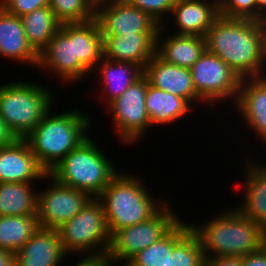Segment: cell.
<instances>
[{
  "label": "cell",
  "mask_w": 266,
  "mask_h": 266,
  "mask_svg": "<svg viewBox=\"0 0 266 266\" xmlns=\"http://www.w3.org/2000/svg\"><path fill=\"white\" fill-rule=\"evenodd\" d=\"M34 183H0V216L37 214L38 191Z\"/></svg>",
  "instance_id": "484cf974"
},
{
  "label": "cell",
  "mask_w": 266,
  "mask_h": 266,
  "mask_svg": "<svg viewBox=\"0 0 266 266\" xmlns=\"http://www.w3.org/2000/svg\"><path fill=\"white\" fill-rule=\"evenodd\" d=\"M74 59L94 73L97 63L104 57L103 36L96 19L73 23Z\"/></svg>",
  "instance_id": "d4e9b609"
},
{
  "label": "cell",
  "mask_w": 266,
  "mask_h": 266,
  "mask_svg": "<svg viewBox=\"0 0 266 266\" xmlns=\"http://www.w3.org/2000/svg\"><path fill=\"white\" fill-rule=\"evenodd\" d=\"M143 75L150 85L184 98L191 105L196 101L205 103L196 93L190 70L167 63L156 53L145 66Z\"/></svg>",
  "instance_id": "9a60e30c"
},
{
  "label": "cell",
  "mask_w": 266,
  "mask_h": 266,
  "mask_svg": "<svg viewBox=\"0 0 266 266\" xmlns=\"http://www.w3.org/2000/svg\"><path fill=\"white\" fill-rule=\"evenodd\" d=\"M241 258L243 266H266V254L261 248Z\"/></svg>",
  "instance_id": "e575fe53"
},
{
  "label": "cell",
  "mask_w": 266,
  "mask_h": 266,
  "mask_svg": "<svg viewBox=\"0 0 266 266\" xmlns=\"http://www.w3.org/2000/svg\"><path fill=\"white\" fill-rule=\"evenodd\" d=\"M28 43L39 54L60 29L54 12L45 6L21 17Z\"/></svg>",
  "instance_id": "83f0119b"
},
{
  "label": "cell",
  "mask_w": 266,
  "mask_h": 266,
  "mask_svg": "<svg viewBox=\"0 0 266 266\" xmlns=\"http://www.w3.org/2000/svg\"><path fill=\"white\" fill-rule=\"evenodd\" d=\"M204 38L206 50L217 55L241 79L266 76L262 21L219 15Z\"/></svg>",
  "instance_id": "6da1fadb"
},
{
  "label": "cell",
  "mask_w": 266,
  "mask_h": 266,
  "mask_svg": "<svg viewBox=\"0 0 266 266\" xmlns=\"http://www.w3.org/2000/svg\"><path fill=\"white\" fill-rule=\"evenodd\" d=\"M120 170L89 136L70 151L48 174L61 184L98 198Z\"/></svg>",
  "instance_id": "5b68a950"
},
{
  "label": "cell",
  "mask_w": 266,
  "mask_h": 266,
  "mask_svg": "<svg viewBox=\"0 0 266 266\" xmlns=\"http://www.w3.org/2000/svg\"><path fill=\"white\" fill-rule=\"evenodd\" d=\"M180 219L163 237L138 252L126 264L128 266H165L173 247L191 230L190 224Z\"/></svg>",
  "instance_id": "4316f807"
},
{
  "label": "cell",
  "mask_w": 266,
  "mask_h": 266,
  "mask_svg": "<svg viewBox=\"0 0 266 266\" xmlns=\"http://www.w3.org/2000/svg\"><path fill=\"white\" fill-rule=\"evenodd\" d=\"M65 256L58 230L39 227L15 253V266H59Z\"/></svg>",
  "instance_id": "ac0fdd59"
},
{
  "label": "cell",
  "mask_w": 266,
  "mask_h": 266,
  "mask_svg": "<svg viewBox=\"0 0 266 266\" xmlns=\"http://www.w3.org/2000/svg\"><path fill=\"white\" fill-rule=\"evenodd\" d=\"M37 69L54 73L61 82H78L90 73L78 59H74L73 23L61 24L51 41L39 53ZM87 74V75H86Z\"/></svg>",
  "instance_id": "4fadbf2b"
},
{
  "label": "cell",
  "mask_w": 266,
  "mask_h": 266,
  "mask_svg": "<svg viewBox=\"0 0 266 266\" xmlns=\"http://www.w3.org/2000/svg\"><path fill=\"white\" fill-rule=\"evenodd\" d=\"M164 26L166 25L160 26L157 33L156 54L167 63L189 69L205 51V38L197 35L174 34L171 31L173 34L165 39Z\"/></svg>",
  "instance_id": "7402d4cb"
},
{
  "label": "cell",
  "mask_w": 266,
  "mask_h": 266,
  "mask_svg": "<svg viewBox=\"0 0 266 266\" xmlns=\"http://www.w3.org/2000/svg\"><path fill=\"white\" fill-rule=\"evenodd\" d=\"M167 202L149 219L119 229L111 236L107 259L127 263L138 252L163 237L180 218Z\"/></svg>",
  "instance_id": "ba28073f"
},
{
  "label": "cell",
  "mask_w": 266,
  "mask_h": 266,
  "mask_svg": "<svg viewBox=\"0 0 266 266\" xmlns=\"http://www.w3.org/2000/svg\"><path fill=\"white\" fill-rule=\"evenodd\" d=\"M50 186L38 190L37 218L39 227L59 229L76 216L91 197L71 186L59 183L48 173Z\"/></svg>",
  "instance_id": "8fae6325"
},
{
  "label": "cell",
  "mask_w": 266,
  "mask_h": 266,
  "mask_svg": "<svg viewBox=\"0 0 266 266\" xmlns=\"http://www.w3.org/2000/svg\"><path fill=\"white\" fill-rule=\"evenodd\" d=\"M189 70L196 93L205 103L211 106L232 99L235 104L242 79L217 55L205 49Z\"/></svg>",
  "instance_id": "9c48e42d"
},
{
  "label": "cell",
  "mask_w": 266,
  "mask_h": 266,
  "mask_svg": "<svg viewBox=\"0 0 266 266\" xmlns=\"http://www.w3.org/2000/svg\"><path fill=\"white\" fill-rule=\"evenodd\" d=\"M0 266H15V253L0 249Z\"/></svg>",
  "instance_id": "f35d334b"
},
{
  "label": "cell",
  "mask_w": 266,
  "mask_h": 266,
  "mask_svg": "<svg viewBox=\"0 0 266 266\" xmlns=\"http://www.w3.org/2000/svg\"><path fill=\"white\" fill-rule=\"evenodd\" d=\"M39 84L19 80L0 85V116L17 138L26 137L53 108L55 93Z\"/></svg>",
  "instance_id": "8992f818"
},
{
  "label": "cell",
  "mask_w": 266,
  "mask_h": 266,
  "mask_svg": "<svg viewBox=\"0 0 266 266\" xmlns=\"http://www.w3.org/2000/svg\"><path fill=\"white\" fill-rule=\"evenodd\" d=\"M131 5L148 13L161 26L171 14L176 0H127ZM167 14V15H166ZM166 17V19H165ZM165 19V20H164Z\"/></svg>",
  "instance_id": "d6a6232c"
},
{
  "label": "cell",
  "mask_w": 266,
  "mask_h": 266,
  "mask_svg": "<svg viewBox=\"0 0 266 266\" xmlns=\"http://www.w3.org/2000/svg\"><path fill=\"white\" fill-rule=\"evenodd\" d=\"M95 19L102 35L158 33L161 26L148 13L131 5L127 0H98Z\"/></svg>",
  "instance_id": "7c38bea8"
},
{
  "label": "cell",
  "mask_w": 266,
  "mask_h": 266,
  "mask_svg": "<svg viewBox=\"0 0 266 266\" xmlns=\"http://www.w3.org/2000/svg\"><path fill=\"white\" fill-rule=\"evenodd\" d=\"M57 230L66 254H108L111 236L103 205L98 198H91L76 216Z\"/></svg>",
  "instance_id": "52a82bcc"
},
{
  "label": "cell",
  "mask_w": 266,
  "mask_h": 266,
  "mask_svg": "<svg viewBox=\"0 0 266 266\" xmlns=\"http://www.w3.org/2000/svg\"><path fill=\"white\" fill-rule=\"evenodd\" d=\"M257 7V21H262L266 16V0H255Z\"/></svg>",
  "instance_id": "ab89813d"
},
{
  "label": "cell",
  "mask_w": 266,
  "mask_h": 266,
  "mask_svg": "<svg viewBox=\"0 0 266 266\" xmlns=\"http://www.w3.org/2000/svg\"><path fill=\"white\" fill-rule=\"evenodd\" d=\"M264 34H265V41H266V16L262 19Z\"/></svg>",
  "instance_id": "7bdbcfd3"
},
{
  "label": "cell",
  "mask_w": 266,
  "mask_h": 266,
  "mask_svg": "<svg viewBox=\"0 0 266 266\" xmlns=\"http://www.w3.org/2000/svg\"><path fill=\"white\" fill-rule=\"evenodd\" d=\"M96 0H50L49 8L61 23H82L95 18Z\"/></svg>",
  "instance_id": "f546056e"
},
{
  "label": "cell",
  "mask_w": 266,
  "mask_h": 266,
  "mask_svg": "<svg viewBox=\"0 0 266 266\" xmlns=\"http://www.w3.org/2000/svg\"><path fill=\"white\" fill-rule=\"evenodd\" d=\"M113 264H114L113 262L107 260V261L103 264V266H112ZM122 264H123V266H128L126 263H122Z\"/></svg>",
  "instance_id": "b9f144b4"
},
{
  "label": "cell",
  "mask_w": 266,
  "mask_h": 266,
  "mask_svg": "<svg viewBox=\"0 0 266 266\" xmlns=\"http://www.w3.org/2000/svg\"><path fill=\"white\" fill-rule=\"evenodd\" d=\"M17 139L5 120L0 116V148L12 144Z\"/></svg>",
  "instance_id": "8d00e7d4"
},
{
  "label": "cell",
  "mask_w": 266,
  "mask_h": 266,
  "mask_svg": "<svg viewBox=\"0 0 266 266\" xmlns=\"http://www.w3.org/2000/svg\"><path fill=\"white\" fill-rule=\"evenodd\" d=\"M38 228L37 214L0 216V249L16 253Z\"/></svg>",
  "instance_id": "f1b7e54d"
},
{
  "label": "cell",
  "mask_w": 266,
  "mask_h": 266,
  "mask_svg": "<svg viewBox=\"0 0 266 266\" xmlns=\"http://www.w3.org/2000/svg\"><path fill=\"white\" fill-rule=\"evenodd\" d=\"M146 187L138 177L120 171L104 188L98 199L104 208L110 236L119 229L146 221L166 203L163 198L154 199Z\"/></svg>",
  "instance_id": "277c9868"
},
{
  "label": "cell",
  "mask_w": 266,
  "mask_h": 266,
  "mask_svg": "<svg viewBox=\"0 0 266 266\" xmlns=\"http://www.w3.org/2000/svg\"><path fill=\"white\" fill-rule=\"evenodd\" d=\"M51 112L52 108L24 137L38 163L47 173L90 136L88 132L93 123L87 114L76 109L56 115Z\"/></svg>",
  "instance_id": "3957f363"
},
{
  "label": "cell",
  "mask_w": 266,
  "mask_h": 266,
  "mask_svg": "<svg viewBox=\"0 0 266 266\" xmlns=\"http://www.w3.org/2000/svg\"><path fill=\"white\" fill-rule=\"evenodd\" d=\"M0 55L38 67L39 54L28 43L21 17L0 6Z\"/></svg>",
  "instance_id": "ffe728a7"
},
{
  "label": "cell",
  "mask_w": 266,
  "mask_h": 266,
  "mask_svg": "<svg viewBox=\"0 0 266 266\" xmlns=\"http://www.w3.org/2000/svg\"><path fill=\"white\" fill-rule=\"evenodd\" d=\"M234 106L246 126L266 144V76L243 78Z\"/></svg>",
  "instance_id": "2e32d148"
},
{
  "label": "cell",
  "mask_w": 266,
  "mask_h": 266,
  "mask_svg": "<svg viewBox=\"0 0 266 266\" xmlns=\"http://www.w3.org/2000/svg\"><path fill=\"white\" fill-rule=\"evenodd\" d=\"M100 64V65H99ZM101 84V97L108 106L112 101L119 98L136 80L143 75V70L130 62H116L103 57L98 63ZM105 94V96H104ZM105 100V101H104Z\"/></svg>",
  "instance_id": "603a6c76"
},
{
  "label": "cell",
  "mask_w": 266,
  "mask_h": 266,
  "mask_svg": "<svg viewBox=\"0 0 266 266\" xmlns=\"http://www.w3.org/2000/svg\"><path fill=\"white\" fill-rule=\"evenodd\" d=\"M49 3L50 0H0V6L10 14L18 17H22L36 9L49 6Z\"/></svg>",
  "instance_id": "836d02e7"
},
{
  "label": "cell",
  "mask_w": 266,
  "mask_h": 266,
  "mask_svg": "<svg viewBox=\"0 0 266 266\" xmlns=\"http://www.w3.org/2000/svg\"><path fill=\"white\" fill-rule=\"evenodd\" d=\"M148 85L147 78L142 75L119 98L106 106L112 114L115 133L119 134L125 145L139 142L151 127L145 106Z\"/></svg>",
  "instance_id": "30bf717a"
},
{
  "label": "cell",
  "mask_w": 266,
  "mask_h": 266,
  "mask_svg": "<svg viewBox=\"0 0 266 266\" xmlns=\"http://www.w3.org/2000/svg\"><path fill=\"white\" fill-rule=\"evenodd\" d=\"M205 257L198 236L190 230L168 254L165 266H204Z\"/></svg>",
  "instance_id": "4dcf8cb0"
},
{
  "label": "cell",
  "mask_w": 266,
  "mask_h": 266,
  "mask_svg": "<svg viewBox=\"0 0 266 266\" xmlns=\"http://www.w3.org/2000/svg\"><path fill=\"white\" fill-rule=\"evenodd\" d=\"M206 221L200 225L190 223L191 230L202 244L205 259L241 258L260 249L263 228L237 207L223 209L217 217Z\"/></svg>",
  "instance_id": "7a4b0ae2"
},
{
  "label": "cell",
  "mask_w": 266,
  "mask_h": 266,
  "mask_svg": "<svg viewBox=\"0 0 266 266\" xmlns=\"http://www.w3.org/2000/svg\"><path fill=\"white\" fill-rule=\"evenodd\" d=\"M171 16L179 35L204 37L219 16L218 0H176Z\"/></svg>",
  "instance_id": "d6986e66"
},
{
  "label": "cell",
  "mask_w": 266,
  "mask_h": 266,
  "mask_svg": "<svg viewBox=\"0 0 266 266\" xmlns=\"http://www.w3.org/2000/svg\"><path fill=\"white\" fill-rule=\"evenodd\" d=\"M102 36L104 57L116 62H130L144 70L156 53L157 33Z\"/></svg>",
  "instance_id": "e0dca14e"
},
{
  "label": "cell",
  "mask_w": 266,
  "mask_h": 266,
  "mask_svg": "<svg viewBox=\"0 0 266 266\" xmlns=\"http://www.w3.org/2000/svg\"><path fill=\"white\" fill-rule=\"evenodd\" d=\"M145 106L149 115L151 127L165 125L182 120L190 113L192 105L184 98L165 92L152 85H148L145 96Z\"/></svg>",
  "instance_id": "cb8c5ba5"
},
{
  "label": "cell",
  "mask_w": 266,
  "mask_h": 266,
  "mask_svg": "<svg viewBox=\"0 0 266 266\" xmlns=\"http://www.w3.org/2000/svg\"><path fill=\"white\" fill-rule=\"evenodd\" d=\"M81 260L74 266H103V264L108 260L107 256L99 255H84Z\"/></svg>",
  "instance_id": "74e56055"
},
{
  "label": "cell",
  "mask_w": 266,
  "mask_h": 266,
  "mask_svg": "<svg viewBox=\"0 0 266 266\" xmlns=\"http://www.w3.org/2000/svg\"><path fill=\"white\" fill-rule=\"evenodd\" d=\"M46 174L24 138L0 148V183H35Z\"/></svg>",
  "instance_id": "5bb4252c"
},
{
  "label": "cell",
  "mask_w": 266,
  "mask_h": 266,
  "mask_svg": "<svg viewBox=\"0 0 266 266\" xmlns=\"http://www.w3.org/2000/svg\"><path fill=\"white\" fill-rule=\"evenodd\" d=\"M219 15L257 21L255 0H218Z\"/></svg>",
  "instance_id": "1f68e13d"
},
{
  "label": "cell",
  "mask_w": 266,
  "mask_h": 266,
  "mask_svg": "<svg viewBox=\"0 0 266 266\" xmlns=\"http://www.w3.org/2000/svg\"><path fill=\"white\" fill-rule=\"evenodd\" d=\"M260 248L266 254V228L262 232Z\"/></svg>",
  "instance_id": "60d3db41"
},
{
  "label": "cell",
  "mask_w": 266,
  "mask_h": 266,
  "mask_svg": "<svg viewBox=\"0 0 266 266\" xmlns=\"http://www.w3.org/2000/svg\"><path fill=\"white\" fill-rule=\"evenodd\" d=\"M245 159L243 200L237 208L250 220L266 228V164Z\"/></svg>",
  "instance_id": "44dd1931"
},
{
  "label": "cell",
  "mask_w": 266,
  "mask_h": 266,
  "mask_svg": "<svg viewBox=\"0 0 266 266\" xmlns=\"http://www.w3.org/2000/svg\"><path fill=\"white\" fill-rule=\"evenodd\" d=\"M204 266H243L242 258L216 257L205 259Z\"/></svg>",
  "instance_id": "d590c367"
}]
</instances>
